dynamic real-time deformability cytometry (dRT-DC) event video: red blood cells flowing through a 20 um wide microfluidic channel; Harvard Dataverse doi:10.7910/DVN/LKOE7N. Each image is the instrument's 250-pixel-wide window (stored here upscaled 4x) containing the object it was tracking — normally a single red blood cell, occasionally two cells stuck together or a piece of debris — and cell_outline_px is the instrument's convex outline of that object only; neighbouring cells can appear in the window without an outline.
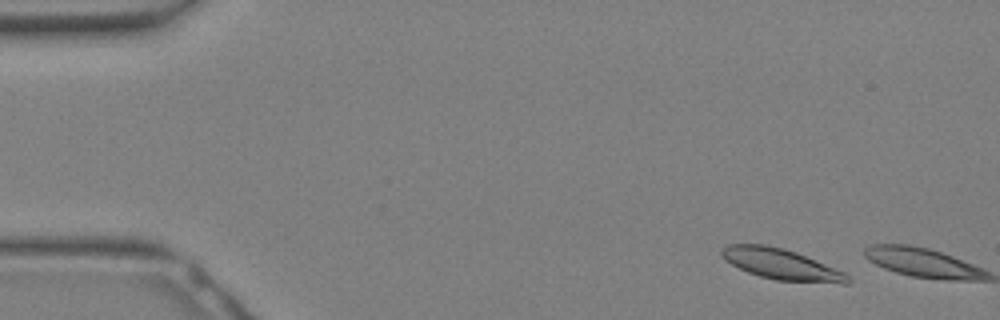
{"species": "Egyptian fruit bat (a non-hibernating species)", "species_latin": "Rousettus aegyptiacus", "temperature_condition": "warm", "stored_images_in_passage": 4, "camera_frame_rate_fps": 3000, "um_per_image_px": 0.085, "animal": {"sex": "female"}, "frame": {"image": 1, "passage_image": 3, "time_ms": 0.667, "image_size_px": [1000, 320], "cell_outline_px": [[852, 280], [848, 284], [840, 284], [776, 280], [760, 276], [748, 272], [724, 260], [720, 256], [720, 252], [728, 244], [764, 244], [784, 248], [796, 252], [844, 272]], "centroid_in_image_um": [66.42, 22.47], "position_along_channel_um": 18.6, "area_um2": 22.6}}